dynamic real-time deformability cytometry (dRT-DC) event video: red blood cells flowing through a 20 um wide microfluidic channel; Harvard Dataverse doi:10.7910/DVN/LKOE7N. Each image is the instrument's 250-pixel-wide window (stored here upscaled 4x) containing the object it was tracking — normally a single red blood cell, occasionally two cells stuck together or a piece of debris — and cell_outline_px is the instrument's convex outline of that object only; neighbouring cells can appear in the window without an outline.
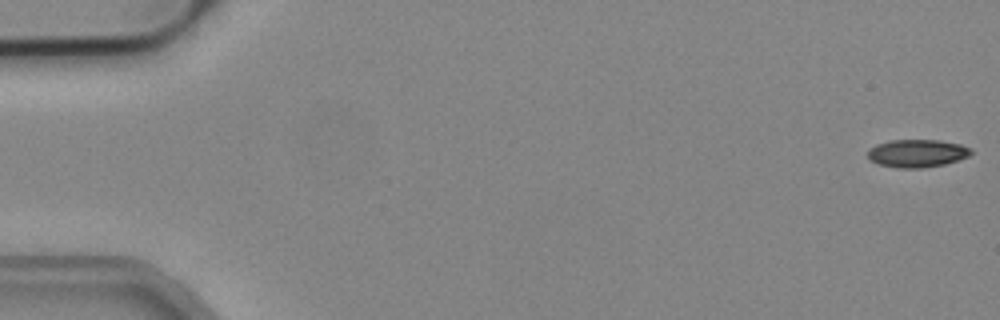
{"species": "common noctule bat (a hibernating species)", "species_latin": "Nyctalus noctula", "temperature_condition": "cold", "stored_images_in_passage": 53, "camera_frame_rate_fps": 3000, "um_per_image_px": 0.085, "animal": {"sex": "male", "body_mass_g": 19.2, "forearm_length_mm": 51.8}, "frame": {"image": 1, "passage_image": 1, "time_ms": 0.0, "image_size_px": [1000, 320], "cell_outline_px": [[972, 152], [968, 156], [944, 164], [924, 168], [896, 168], [880, 164], [868, 160], [868, 148], [876, 144], [888, 140], [940, 140], [960, 144], [972, 148]], "centroid_in_image_um": [77.92, 13.02], "position_along_channel_um": 7.1, "area_um2": 16.88}}
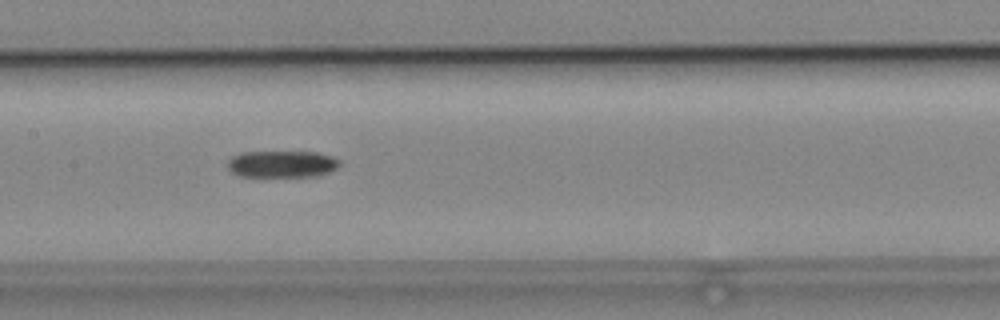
{"frame": {"image": 2, "passage_image": 26, "time_ms": 8.333, "image_size_px": [1000, 320], "cell_outline_px": [[340, 168], [316, 176], [240, 176], [232, 172], [228, 168], [228, 160], [232, 156], [240, 152], [316, 152], [332, 156], [340, 160]], "centroid_in_image_um": [23.99, 13.94], "position_along_channel_um": 183.4, "area_um2": 17.57}}
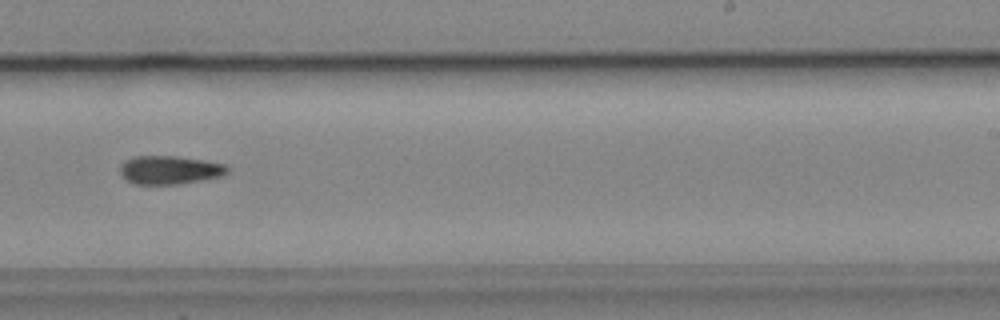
{"frame": {"image": 3, "passage_image": 33, "time_ms": 10.667, "image_size_px": [1000, 320], "cell_outline_px": [[228, 172], [224, 176], [180, 184], [136, 184], [120, 176], [120, 164], [124, 160], [132, 156], [176, 156], [204, 160], [224, 164], [228, 168]], "centroid_in_image_um": [14.4, 14.44], "position_along_channel_um": 274.6, "area_um2": 17.98}}